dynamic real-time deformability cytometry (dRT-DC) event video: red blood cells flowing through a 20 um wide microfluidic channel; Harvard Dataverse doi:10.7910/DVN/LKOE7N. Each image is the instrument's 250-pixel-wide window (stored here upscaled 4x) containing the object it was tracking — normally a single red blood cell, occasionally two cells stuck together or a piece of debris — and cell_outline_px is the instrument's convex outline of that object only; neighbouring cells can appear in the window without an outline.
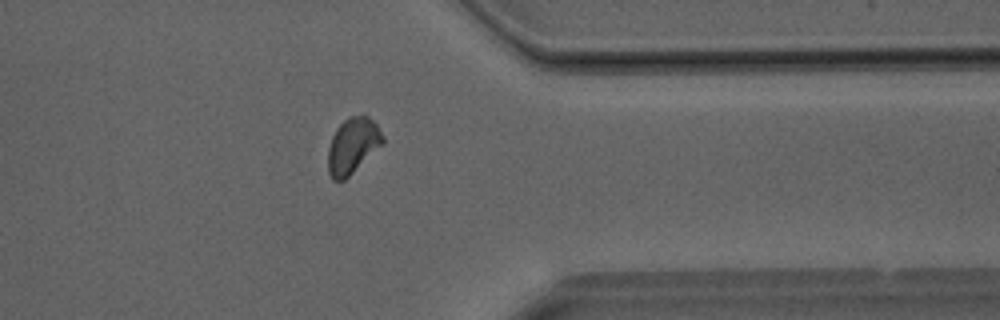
{"species": "Egyptian fruit bat (a non-hibernating species)", "species_latin": "Rousettus aegyptiacus", "temperature_condition": "room temperature", "stored_images_in_passage": 31, "camera_frame_rate_fps": 3000, "um_per_image_px": 0.085, "animal": {"sex": "male"}, "frame": {"image": 1, "passage_image": 27, "time_ms": 8.667, "image_size_px": [1000, 320], "cell_outline_px": [[384, 144], [344, 180], [332, 180], [328, 172], [328, 148], [332, 136], [336, 128], [348, 116], [368, 116], [376, 124], [384, 136]], "centroid_in_image_um": [29.98, 12.38], "position_along_channel_um": 381.4, "area_um2": 17.8}}